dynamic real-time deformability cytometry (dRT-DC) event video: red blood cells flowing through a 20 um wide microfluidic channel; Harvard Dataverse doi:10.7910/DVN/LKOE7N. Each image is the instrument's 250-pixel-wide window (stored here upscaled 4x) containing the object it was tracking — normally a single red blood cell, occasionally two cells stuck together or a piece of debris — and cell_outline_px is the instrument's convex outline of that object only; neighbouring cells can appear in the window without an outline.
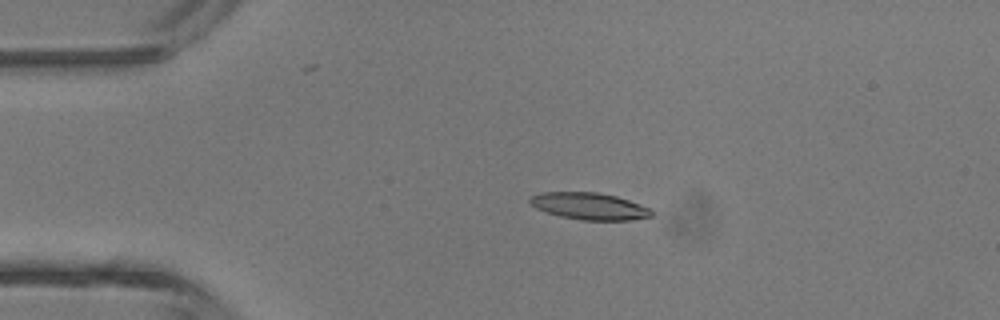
{"species": "common noctule bat (a hibernating species)", "species_latin": "Nyctalus noctula", "temperature_condition": "room temperature", "stored_images_in_passage": 4, "camera_frame_rate_fps": 3000, "um_per_image_px": 0.085, "animal": {"sex": "male", "body_mass_g": 13.3}, "frame": {"image": 1, "passage_image": 3, "time_ms": 3.0, "image_size_px": [1000, 320], "cell_outline_px": [[652, 216], [632, 220], [580, 220], [560, 216], [544, 212], [536, 208], [528, 200], [532, 196], [540, 192], [596, 192], [616, 196], [652, 208]], "centroid_in_image_um": [50.1, 17.53], "position_along_channel_um": 34.9, "area_um2": 19.13}}